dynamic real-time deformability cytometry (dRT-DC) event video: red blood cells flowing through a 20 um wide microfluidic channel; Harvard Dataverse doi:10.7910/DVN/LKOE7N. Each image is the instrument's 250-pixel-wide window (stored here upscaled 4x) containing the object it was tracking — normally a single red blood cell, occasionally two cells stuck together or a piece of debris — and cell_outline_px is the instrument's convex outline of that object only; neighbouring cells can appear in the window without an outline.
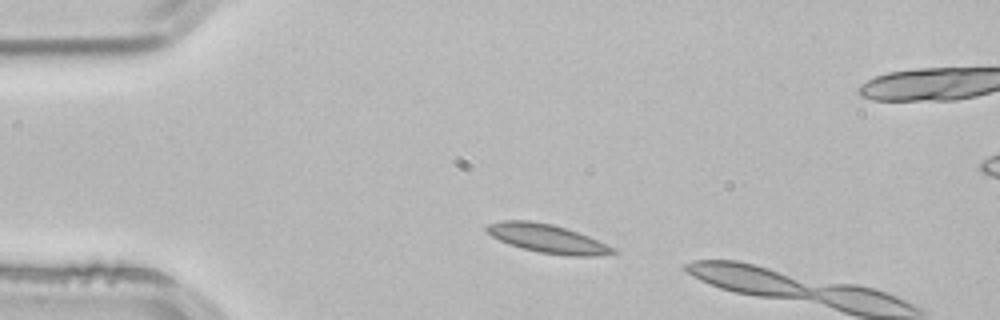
{"species": "common noctule bat (a hibernating species)", "species_latin": "Nyctalus noctula", "temperature_condition": "room temperature", "stored_images_in_passage": 2, "camera_frame_rate_fps": 3000, "um_per_image_px": 0.085, "animal": {"sex": "male", "body_mass_g": 21.5, "forearm_length_mm": 52.0}, "frame": {"image": 1, "passage_image": 1, "time_ms": 0.0, "image_size_px": [1000, 320], "cell_outline_px": [[620, 252], [592, 256], [572, 256], [540, 252], [508, 244], [492, 236], [484, 228], [484, 224], [500, 220], [528, 220], [552, 224], [588, 236], [616, 248]], "centroid_in_image_um": [46.5, 20.26], "position_along_channel_um": 38.5, "area_um2": 20.92}}